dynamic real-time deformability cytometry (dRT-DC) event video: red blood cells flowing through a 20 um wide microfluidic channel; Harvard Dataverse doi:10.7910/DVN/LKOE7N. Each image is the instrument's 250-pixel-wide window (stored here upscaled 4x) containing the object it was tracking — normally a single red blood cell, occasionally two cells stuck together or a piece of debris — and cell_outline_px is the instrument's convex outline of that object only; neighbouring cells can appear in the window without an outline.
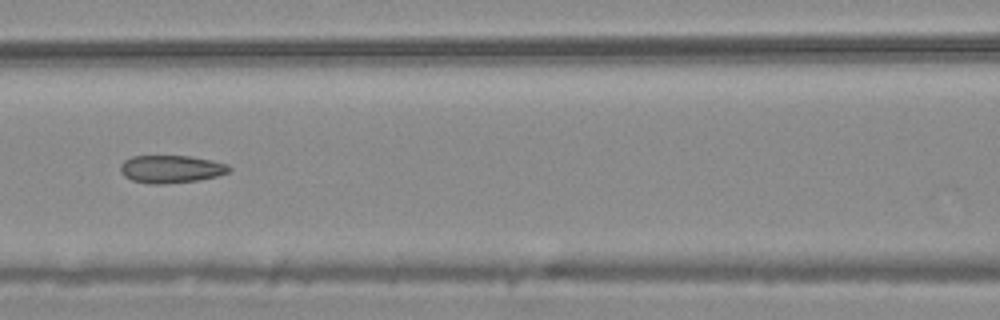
{"species": "common noctule bat (a hibernating species)", "species_latin": "Nyctalus noctula", "temperature_condition": "warm", "stored_images_in_passage": 10, "camera_frame_rate_fps": 3000, "um_per_image_px": 0.085, "animal": {"sex": "male", "body_mass_g": 20.4}, "frame": {"image": 1, "passage_image": 7, "time_ms": 2.0, "image_size_px": [1000, 320], "cell_outline_px": [[232, 168], [228, 172], [216, 176], [196, 180], [164, 184], [148, 184], [132, 180], [124, 176], [120, 172], [120, 164], [124, 160], [132, 156], [188, 156], [212, 160], [228, 164]], "centroid_in_image_um": [14.51, 14.37], "position_along_channel_um": 152.1, "area_um2": 17.57}}
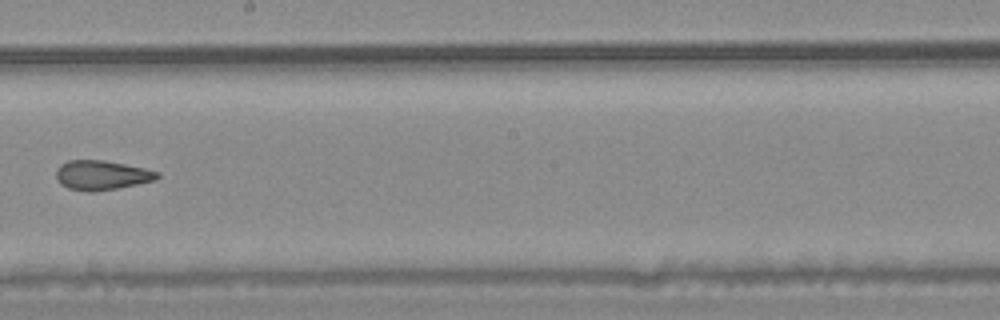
{"frame": {"image": 2, "passage_image": 9, "time_ms": 2.667, "image_size_px": [1000, 320], "cell_outline_px": [[160, 176], [156, 180], [116, 188], [92, 192], [88, 192], [68, 188], [60, 184], [56, 176], [56, 168], [60, 164], [68, 160], [104, 160], [144, 168], [160, 172]], "centroid_in_image_um": [8.62, 14.88], "position_along_channel_um": 239.6, "area_um2": 17.4}}